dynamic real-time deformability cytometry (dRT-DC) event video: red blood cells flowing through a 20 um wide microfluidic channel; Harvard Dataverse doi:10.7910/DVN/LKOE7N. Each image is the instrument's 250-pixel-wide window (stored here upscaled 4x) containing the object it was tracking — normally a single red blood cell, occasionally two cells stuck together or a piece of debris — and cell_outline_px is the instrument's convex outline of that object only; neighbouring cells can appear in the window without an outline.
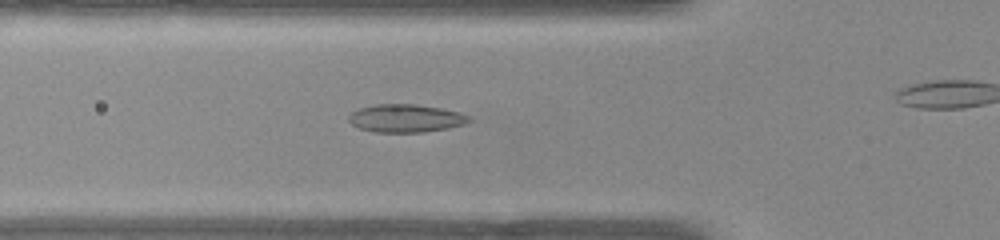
{"species": "common noctule bat (a hibernating species)", "species_latin": "Nyctalus noctula", "temperature_condition": "warm", "stored_images_in_passage": 31, "camera_frame_rate_fps": 3000, "um_per_image_px": 0.085, "animal": {"sex": "female", "body_mass_g": 22.0, "forearm_length_mm": 56.7}, "frame": {"image": 1, "passage_image": 7, "time_ms": 2.0, "image_size_px": [1000, 240], "cell_outline_px": [[472, 120], [464, 124], [448, 128], [424, 132], [376, 132], [360, 128], [352, 124], [348, 120], [348, 116], [352, 112], [360, 108], [372, 104], [416, 104], [440, 108], [460, 112], [468, 116]], "centroid_in_image_um": [34.48, 10.05], "position_along_channel_um": 91.3, "area_um2": 19.59}}
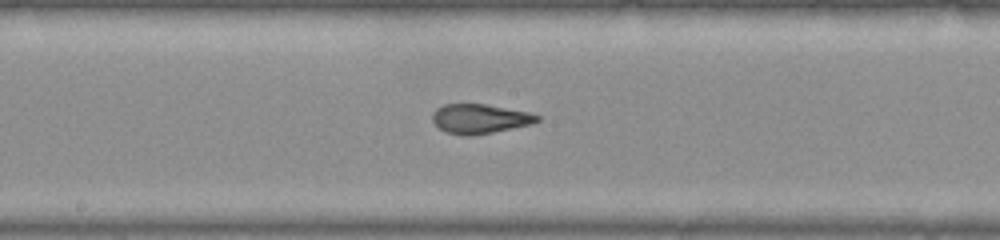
{"frame": {"image": 2, "passage_image": 16, "time_ms": 5.0, "image_size_px": [1000, 240], "cell_outline_px": [[540, 120], [532, 124], [472, 136], [464, 136], [444, 132], [432, 120], [432, 112], [436, 108], [444, 104], [484, 104], [528, 112], [540, 116]], "centroid_in_image_um": [40.75, 10.1], "position_along_channel_um": 207.4, "area_um2": 17.98}}
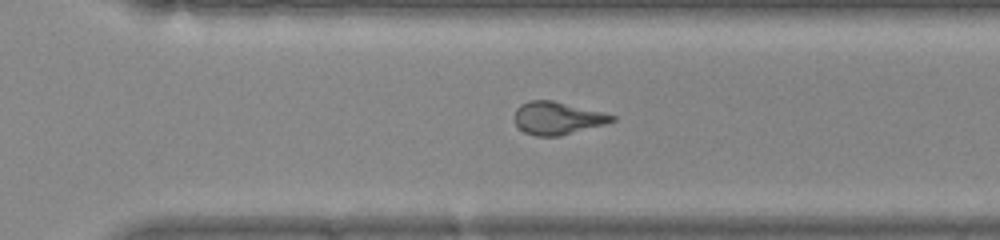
{"frame": {"image": 3, "passage_image": 25, "time_ms": 8.0, "image_size_px": [1000, 240], "cell_outline_px": [[616, 120], [604, 124], [560, 136], [536, 136], [524, 132], [516, 124], [512, 116], [516, 108], [520, 104], [528, 100], [552, 100], [616, 116]], "centroid_in_image_um": [47.31, 10.04], "position_along_channel_um": 323.3, "area_um2": 18.5}}